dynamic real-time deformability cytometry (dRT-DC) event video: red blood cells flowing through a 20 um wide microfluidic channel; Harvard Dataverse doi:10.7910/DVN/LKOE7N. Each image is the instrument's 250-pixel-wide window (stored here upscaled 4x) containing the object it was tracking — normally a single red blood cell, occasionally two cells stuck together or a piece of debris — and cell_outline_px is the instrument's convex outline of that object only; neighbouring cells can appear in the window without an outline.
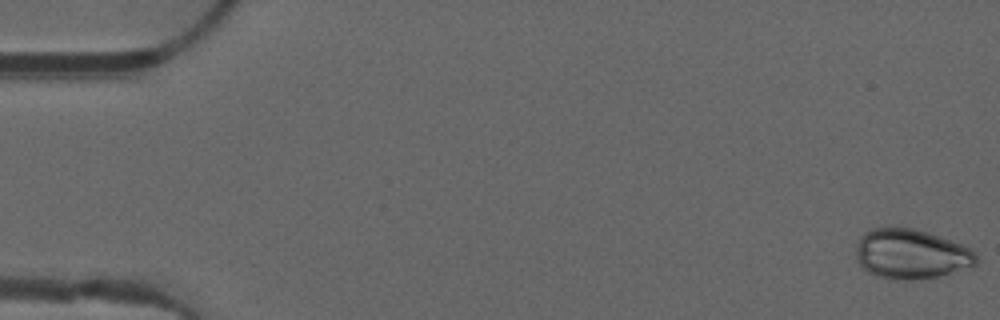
{"species": "common noctule bat (a hibernating species)", "species_latin": "Nyctalus noctula", "temperature_condition": "warm", "stored_images_in_passage": 51, "camera_frame_rate_fps": 3000, "um_per_image_px": 0.085, "animal": {"sex": "male", "forearm_length_mm": 52.5}, "frame": {"image": 1, "passage_image": 1, "time_ms": 0.0, "image_size_px": [1000, 320], "cell_outline_px": [[980, 260], [972, 268], [936, 276], [912, 280], [896, 280], [876, 276], [868, 272], [856, 260], [856, 244], [860, 236], [864, 232], [872, 228], [892, 224], [912, 228], [928, 232], [940, 236], [960, 244], [968, 248]], "centroid_in_image_um": [77.4, 21.56], "position_along_channel_um": 7.6, "area_um2": 35.55}}
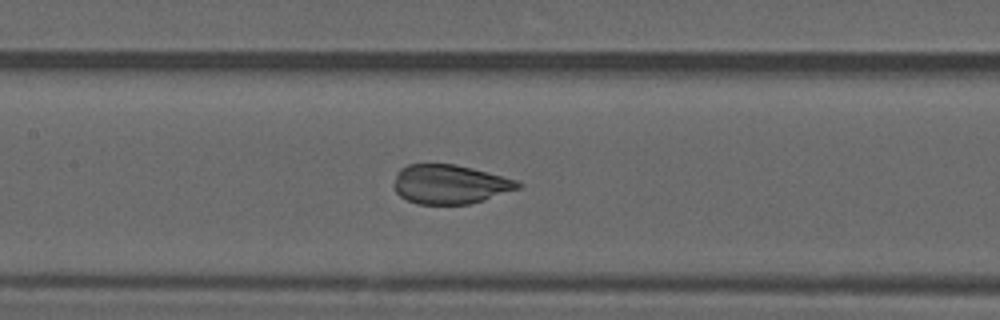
{"frame": {"image": 2, "passage_image": 24, "time_ms": 7.667, "image_size_px": [1000, 320], "cell_outline_px": [[524, 184], [520, 188], [484, 200], [468, 204], [416, 204], [400, 196], [396, 192], [392, 184], [396, 172], [400, 168], [408, 164], [456, 164], [472, 168], [516, 180]], "centroid_in_image_um": [38.2, 15.66], "position_along_channel_um": 169.2, "area_um2": 28.44}}
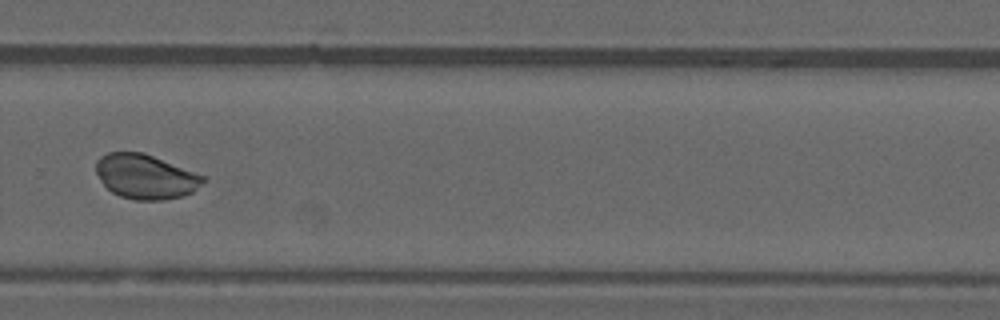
{"frame": {"image": 3, "passage_image": 35, "time_ms": 11.333, "image_size_px": [1000, 320], "cell_outline_px": [[208, 180], [192, 192], [184, 196], [160, 200], [136, 200], [120, 196], [112, 192], [100, 180], [96, 172], [96, 160], [100, 156], [108, 152], [144, 152], [208, 176]], "centroid_in_image_um": [12.42, 15.0], "position_along_channel_um": 317.4, "area_um2": 28.21}, "authors_computed_cell_mechanics": {"area_um2": 29.3046, "velocity_mm_per_s": 4.0543, "shape_relaxation_time_tau1_ms": 5.3872, "shape_relaxation_time_tau2_ms": null, "deformation_change_tau1": 0.1554, "deformation_change_tau2": null}}